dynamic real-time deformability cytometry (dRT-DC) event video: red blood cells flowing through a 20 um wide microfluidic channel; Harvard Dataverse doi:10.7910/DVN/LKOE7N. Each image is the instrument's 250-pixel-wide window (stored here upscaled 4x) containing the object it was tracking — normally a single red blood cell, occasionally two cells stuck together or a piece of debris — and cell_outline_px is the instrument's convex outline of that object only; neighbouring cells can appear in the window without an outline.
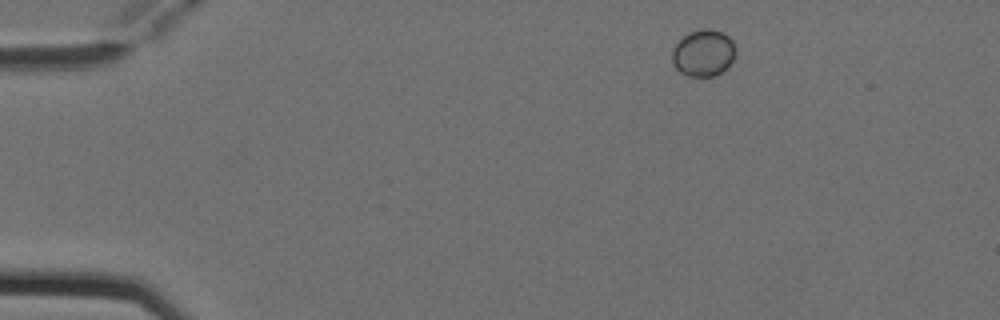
{"species": "Egyptian fruit bat (a non-hibernating species)", "species_latin": "Rousettus aegyptiacus", "temperature_condition": "cold", "stored_images_in_passage": 3, "camera_frame_rate_fps": 3000, "um_per_image_px": 0.085, "animal": {"sex": "female"}, "frame": {"image": 1, "passage_image": 1, "time_ms": 0.0, "image_size_px": [1000, 320], "cell_outline_px": [[736, 52], [732, 60], [720, 72], [712, 76], [688, 76], [680, 72], [672, 64], [672, 48], [688, 32], [704, 28], [708, 28], [720, 32], [728, 36], [732, 40], [736, 48]], "centroid_in_image_um": [59.76, 4.49], "position_along_channel_um": 25.2, "area_um2": 17.17}}
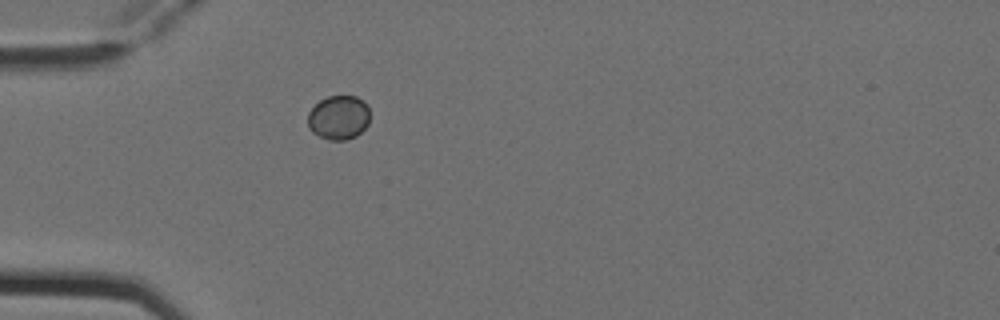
{"frame": {"image": 2, "passage_image": 3, "time_ms": 0.667, "image_size_px": [1000, 320], "cell_outline_px": [[368, 124], [356, 136], [344, 140], [328, 140], [312, 132], [308, 128], [308, 112], [320, 100], [328, 96], [356, 96], [364, 100], [368, 104]], "centroid_in_image_um": [28.78, 9.98], "position_along_channel_um": 56.2, "area_um2": 16.01}}